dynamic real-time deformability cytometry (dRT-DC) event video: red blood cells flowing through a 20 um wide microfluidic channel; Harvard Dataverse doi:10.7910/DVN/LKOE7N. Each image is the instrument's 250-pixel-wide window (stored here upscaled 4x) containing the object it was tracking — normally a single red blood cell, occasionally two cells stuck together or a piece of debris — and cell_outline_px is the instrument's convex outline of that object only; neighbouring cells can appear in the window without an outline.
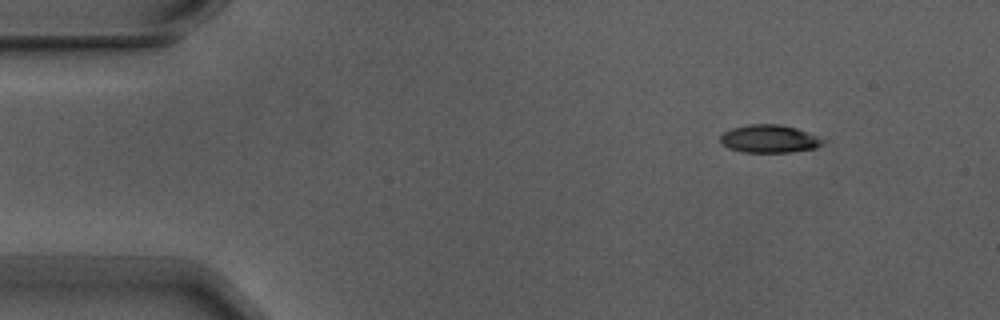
{"species": "Egyptian fruit bat (a non-hibernating species)", "species_latin": "Rousettus aegyptiacus", "temperature_condition": "warm", "stored_images_in_passage": 3, "camera_frame_rate_fps": 3000, "um_per_image_px": 0.085, "animal": {"sex": "male"}, "frame": {"image": 1, "passage_image": 1, "time_ms": 0.0, "image_size_px": [1000, 320], "cell_outline_px": [[824, 144], [816, 148], [792, 152], [744, 152], [728, 148], [720, 144], [720, 136], [724, 132], [732, 128], [748, 124], [780, 124], [796, 128], [816, 136], [824, 140]], "centroid_in_image_um": [65.36, 11.8], "position_along_channel_um": 19.6, "area_um2": 16.7}}